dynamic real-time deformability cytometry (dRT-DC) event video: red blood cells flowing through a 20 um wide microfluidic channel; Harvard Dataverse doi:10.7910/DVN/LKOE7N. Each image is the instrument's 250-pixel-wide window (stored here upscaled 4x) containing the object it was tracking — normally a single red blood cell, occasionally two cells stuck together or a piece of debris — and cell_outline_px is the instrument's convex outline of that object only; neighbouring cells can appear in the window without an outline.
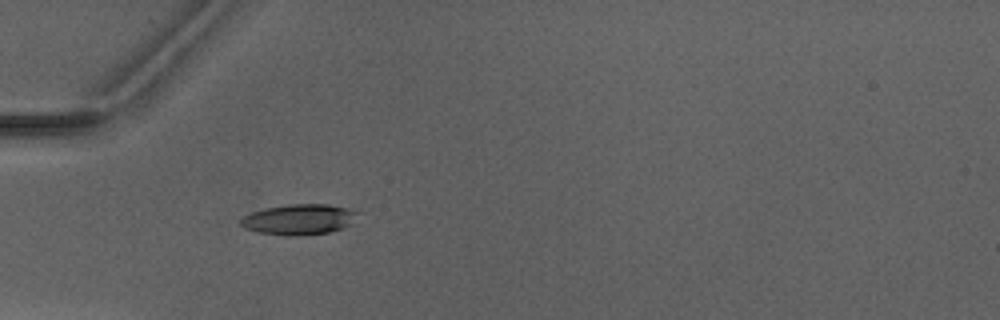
{"species": "Egyptian fruit bat (a non-hibernating species)", "species_latin": "Rousettus aegyptiacus", "temperature_condition": "warm", "stored_images_in_passage": 5, "camera_frame_rate_fps": 3000, "um_per_image_px": 0.085, "animal": {"sex": "male"}, "frame": {"image": 1, "passage_image": 4, "time_ms": 5.0, "image_size_px": [1000, 320], "cell_outline_px": [[360, 212], [352, 224], [344, 228], [328, 232], [300, 236], [288, 236], [256, 232], [244, 228], [240, 224], [240, 216], [264, 208], [288, 204], [328, 204], [348, 208]], "centroid_in_image_um": [25.41, 18.65], "position_along_channel_um": 59.6, "area_um2": 21.21}}